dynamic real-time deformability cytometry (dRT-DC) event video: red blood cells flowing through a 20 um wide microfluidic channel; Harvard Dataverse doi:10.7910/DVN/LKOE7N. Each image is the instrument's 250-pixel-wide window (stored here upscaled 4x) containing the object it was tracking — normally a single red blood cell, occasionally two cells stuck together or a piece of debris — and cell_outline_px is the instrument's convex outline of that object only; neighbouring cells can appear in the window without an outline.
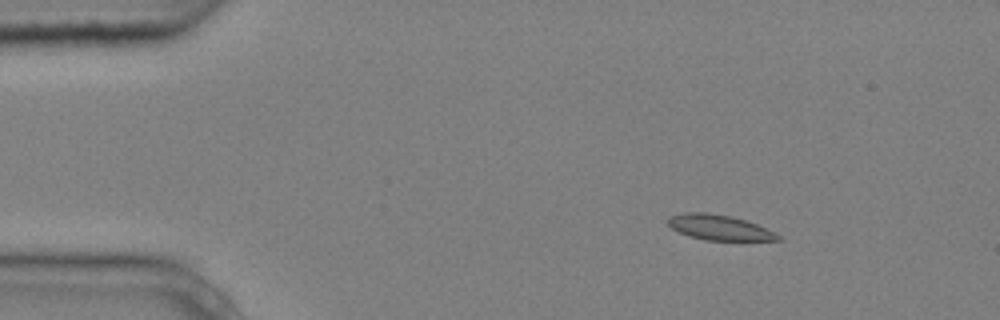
{"species": "common noctule bat (a hibernating species)", "species_latin": "Nyctalus noctula", "temperature_condition": "cold", "stored_images_in_passage": 6, "segment_of_instrument_passage": [1, 2], "camera_frame_rate_fps": 3000, "um_per_image_px": 0.085, "animal": {"sex": "male", "body_mass_g": 20.4}, "frame": {"image": 1, "passage_image": 3, "time_ms": 0.667, "image_size_px": [1000, 320], "cell_outline_px": [[784, 240], [704, 240], [688, 236], [672, 228], [664, 220], [668, 216], [684, 212], [708, 212], [732, 216], [756, 224], [780, 236]], "centroid_in_image_um": [61.05, 19.32], "position_along_channel_um": 23.9, "area_um2": 16.18}}